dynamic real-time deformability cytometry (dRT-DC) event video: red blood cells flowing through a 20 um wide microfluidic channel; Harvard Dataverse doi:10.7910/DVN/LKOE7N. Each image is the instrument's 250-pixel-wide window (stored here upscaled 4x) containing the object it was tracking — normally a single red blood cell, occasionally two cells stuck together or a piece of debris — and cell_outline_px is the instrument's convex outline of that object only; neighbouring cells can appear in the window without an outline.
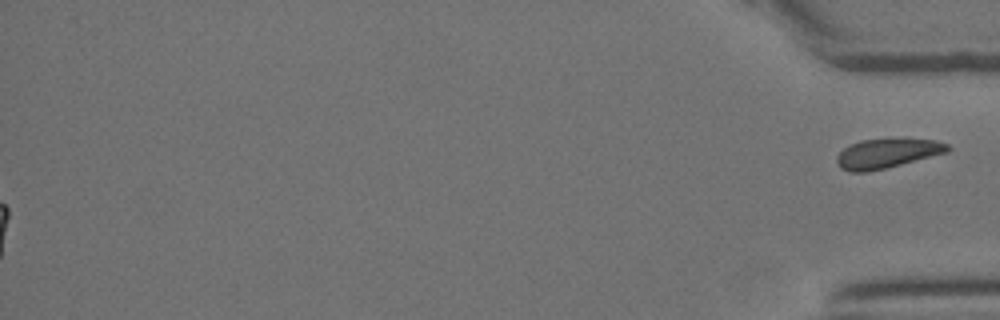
{"species": "Egyptian fruit bat (a non-hibernating species)", "species_latin": "Rousettus aegyptiacus", "temperature_condition": "room temperature", "stored_images_in_passage": 29, "segment_of_instrument_passage": [2, 2], "camera_frame_rate_fps": 3000, "um_per_image_px": 0.085, "animal": {"sex": "female"}, "frame": {"image": 1, "passage_image": 29, "time_ms": 9.333, "image_size_px": [1000, 320], "cell_outline_px": [[952, 148], [948, 152], [868, 172], [848, 172], [840, 168], [836, 160], [836, 156], [848, 144], [860, 140], [936, 140], [948, 144]], "centroid_in_image_um": [75.35, 13.05], "position_along_channel_um": 359.8, "area_um2": 18.67}}